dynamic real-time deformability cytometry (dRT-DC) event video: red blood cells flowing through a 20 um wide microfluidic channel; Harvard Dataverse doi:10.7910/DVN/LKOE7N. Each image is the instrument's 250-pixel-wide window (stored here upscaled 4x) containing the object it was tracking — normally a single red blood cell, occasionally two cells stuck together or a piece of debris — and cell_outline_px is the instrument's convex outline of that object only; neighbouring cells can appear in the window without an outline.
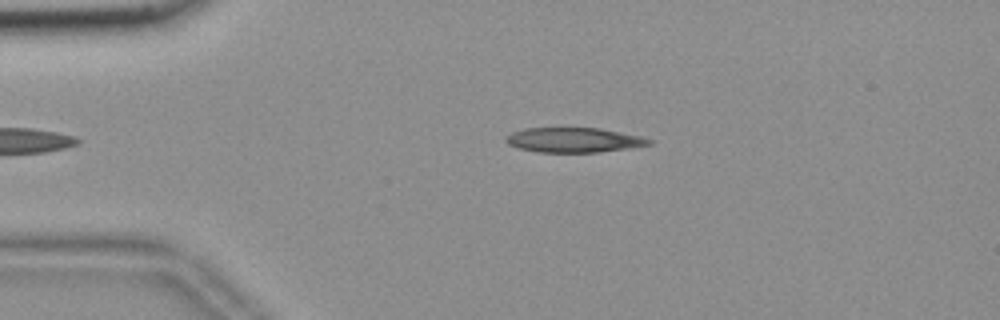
{"species": "common noctule bat (a hibernating species)", "species_latin": "Nyctalus noctula", "temperature_condition": "room temperature", "stored_images_in_passage": 38, "camera_frame_rate_fps": 3000, "um_per_image_px": 0.085, "animal": {"sex": "female", "body_mass_g": 18.4}, "frame": {"image": 1, "passage_image": 2, "time_ms": 0.333, "image_size_px": [1000, 320], "cell_outline_px": [[652, 144], [628, 148], [596, 152], [540, 152], [520, 148], [508, 144], [504, 140], [504, 136], [512, 132], [524, 128], [600, 128], [640, 136], [652, 140]], "centroid_in_image_um": [48.74, 11.89], "position_along_channel_um": 36.3, "area_um2": 20.52}}
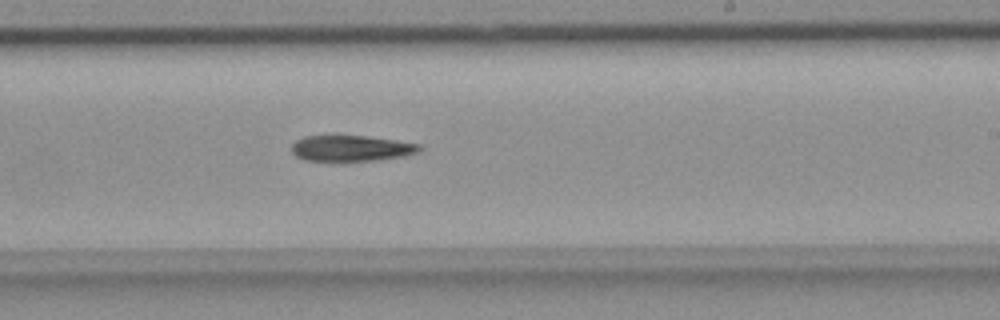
{"frame": {"image": 2, "passage_image": 23, "time_ms": 7.333, "image_size_px": [1000, 320], "cell_outline_px": [[424, 148], [416, 152], [400, 156], [376, 160], [344, 164], [304, 160], [296, 156], [292, 152], [292, 144], [296, 140], [304, 136], [368, 136], [420, 144]], "centroid_in_image_um": [29.79, 12.65], "position_along_channel_um": 259.2, "area_um2": 19.94}}
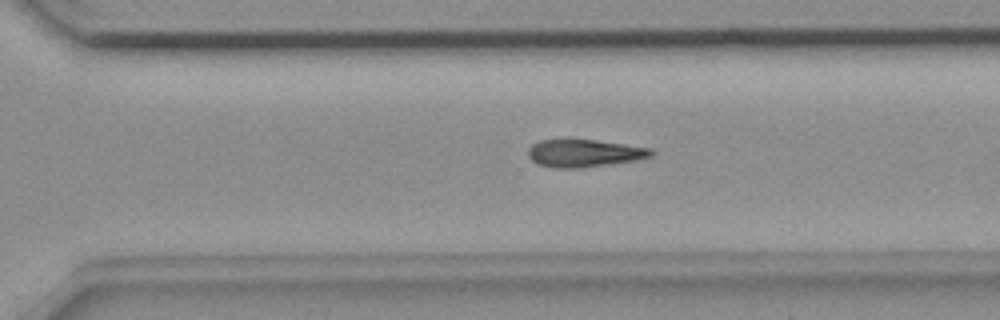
{"frame": {"image": 3, "passage_image": 28, "time_ms": 9.0, "image_size_px": [1000, 320], "cell_outline_px": [[656, 152], [652, 156], [636, 160], [580, 168], [552, 168], [536, 164], [528, 156], [528, 148], [532, 144], [540, 140], [592, 140], [652, 148]], "centroid_in_image_um": [49.64, 13.03], "position_along_channel_um": 321.0, "area_um2": 19.71}, "authors_computed_cell_mechanics": {"area_um2": 20.4901, "velocity_mm_per_s": 3.6993, "shape_relaxation_time_tau1_ms": 7.3432, "shape_relaxation_time_tau2_ms": null, "deformation_change_tau1": 0.1362, "deformation_change_tau2": null}}